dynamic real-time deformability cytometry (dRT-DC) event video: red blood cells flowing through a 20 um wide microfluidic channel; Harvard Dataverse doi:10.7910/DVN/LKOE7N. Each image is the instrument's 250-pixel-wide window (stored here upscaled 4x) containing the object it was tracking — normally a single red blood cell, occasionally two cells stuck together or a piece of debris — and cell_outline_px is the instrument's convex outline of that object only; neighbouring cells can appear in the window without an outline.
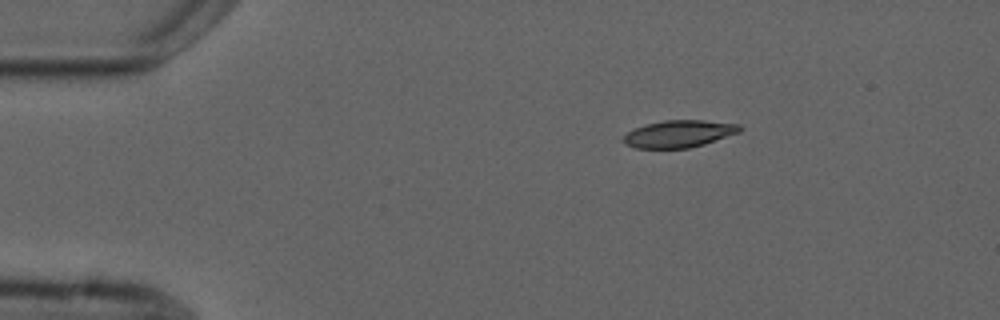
{"species": "common noctule bat (a hibernating species)", "species_latin": "Nyctalus noctula", "temperature_condition": "cold", "stored_images_in_passage": 2, "camera_frame_rate_fps": 3000, "um_per_image_px": 0.085, "animal": {"sex": "male", "forearm_length_mm": 52.5}, "frame": {"image": 1, "passage_image": 1, "time_ms": 0.0, "image_size_px": [1000, 320], "cell_outline_px": [[744, 128], [740, 132], [704, 144], [688, 148], [636, 148], [624, 144], [616, 140], [628, 132], [644, 124], [664, 120], [704, 120], [740, 124]], "centroid_in_image_um": [57.67, 11.37], "position_along_channel_um": 27.3, "area_um2": 18.73}}